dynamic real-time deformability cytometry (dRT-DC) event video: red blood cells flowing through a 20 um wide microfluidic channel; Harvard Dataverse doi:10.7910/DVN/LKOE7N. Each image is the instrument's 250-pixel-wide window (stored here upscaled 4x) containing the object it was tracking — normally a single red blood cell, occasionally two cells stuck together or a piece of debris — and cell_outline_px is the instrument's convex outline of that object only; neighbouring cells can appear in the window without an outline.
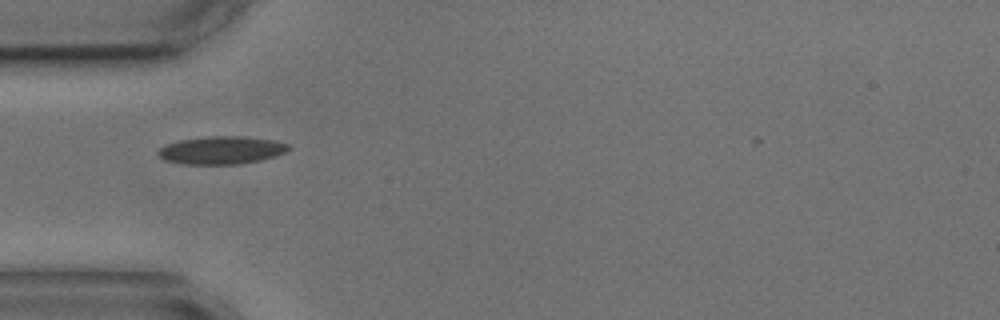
{"species": "common noctule bat (a hibernating species)", "species_latin": "Nyctalus noctula", "temperature_condition": "cold", "stored_images_in_passage": 6, "camera_frame_rate_fps": 3000, "um_per_image_px": 0.085, "animal": {"sex": "male", "body_mass_g": 17.9, "forearm_length_mm": 54.2}, "frame": {"image": 1, "passage_image": 1, "time_ms": 0.0, "image_size_px": [1000, 320], "cell_outline_px": [[292, 148], [276, 156], [260, 160], [240, 164], [184, 164], [164, 160], [156, 152], [160, 148], [168, 144], [180, 140], [208, 136], [244, 136], [276, 140], [288, 144]], "centroid_in_image_um": [18.86, 12.76], "position_along_channel_um": 66.1, "area_um2": 21.21}}